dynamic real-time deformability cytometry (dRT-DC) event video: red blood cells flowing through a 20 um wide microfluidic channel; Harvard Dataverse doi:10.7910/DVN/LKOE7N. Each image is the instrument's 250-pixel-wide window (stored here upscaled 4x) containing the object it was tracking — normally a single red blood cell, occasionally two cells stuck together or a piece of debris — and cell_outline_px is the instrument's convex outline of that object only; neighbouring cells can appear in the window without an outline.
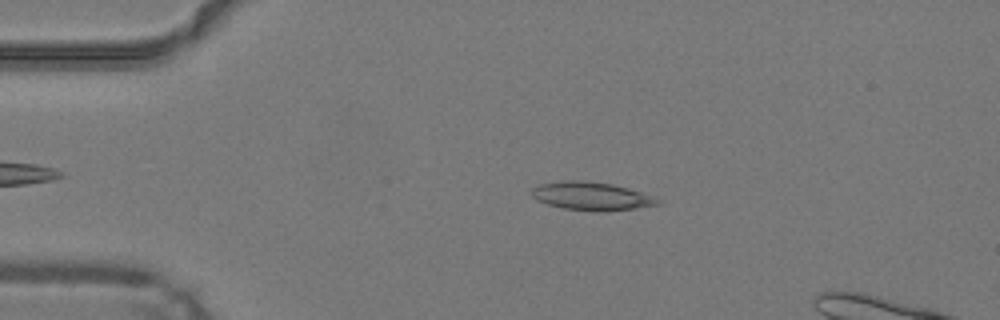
{"species": "common noctule bat (a hibernating species)", "species_latin": "Nyctalus noctula", "temperature_condition": "warm", "stored_images_in_passage": 42, "camera_frame_rate_fps": 3000, "um_per_image_px": 0.085, "animal": {"sex": "male", "body_mass_g": 19.2, "forearm_length_mm": 51.8}, "frame": {"image": 1, "passage_image": 10, "time_ms": 3.0, "image_size_px": [1000, 320], "cell_outline_px": [[660, 204], [636, 208], [604, 212], [564, 208], [548, 204], [536, 200], [532, 196], [532, 188], [540, 184], [560, 180], [584, 180], [612, 184], [628, 188], [640, 192], [660, 200]], "centroid_in_image_um": [50.24, 16.66], "position_along_channel_um": 34.8, "area_um2": 20.63}}
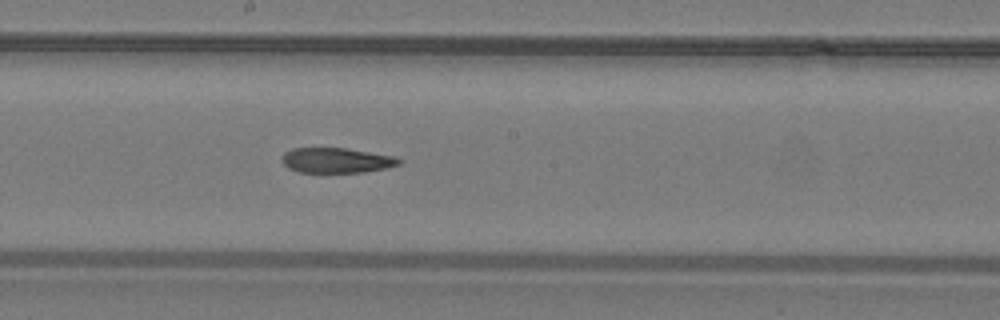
{"frame": {"image": 2, "passage_image": 26, "time_ms": 8.333, "image_size_px": [1000, 320], "cell_outline_px": [[404, 160], [400, 164], [388, 168], [364, 172], [300, 172], [288, 168], [284, 164], [284, 152], [292, 148], [348, 148], [396, 156]], "centroid_in_image_um": [28.69, 13.62], "position_along_channel_um": 219.5, "area_um2": 17.22}}
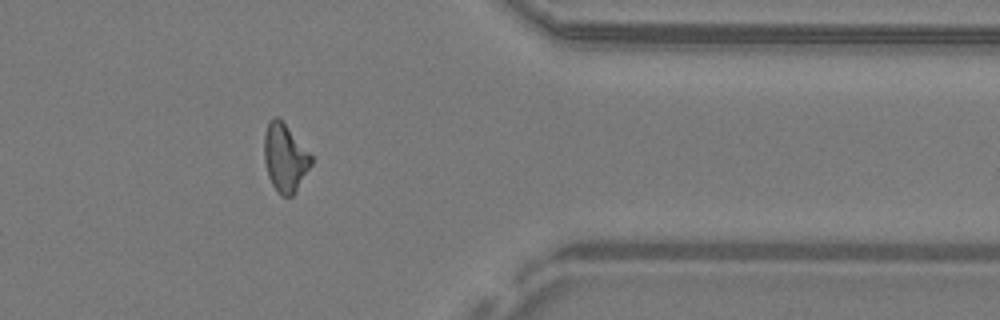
{"frame": {"image": 3, "passage_image": 39, "time_ms": 12.667, "image_size_px": [1000, 320], "cell_outline_px": [[312, 164], [292, 196], [280, 196], [272, 184], [268, 176], [264, 160], [264, 132], [268, 120], [272, 116], [280, 116], [312, 156]], "centroid_in_image_um": [24.19, 13.35], "position_along_channel_um": 387.2, "area_um2": 18.84}, "authors_computed_cell_mechanics": {"area_um2": 19.074, "velocity_mm_per_s": 4.2677, "shape_relaxation_time_tau1_ms": null, "shape_relaxation_time_tau2_ms": 5.7305, "deformation_change_tau1": null, "deformation_change_tau2": 0.1658}}